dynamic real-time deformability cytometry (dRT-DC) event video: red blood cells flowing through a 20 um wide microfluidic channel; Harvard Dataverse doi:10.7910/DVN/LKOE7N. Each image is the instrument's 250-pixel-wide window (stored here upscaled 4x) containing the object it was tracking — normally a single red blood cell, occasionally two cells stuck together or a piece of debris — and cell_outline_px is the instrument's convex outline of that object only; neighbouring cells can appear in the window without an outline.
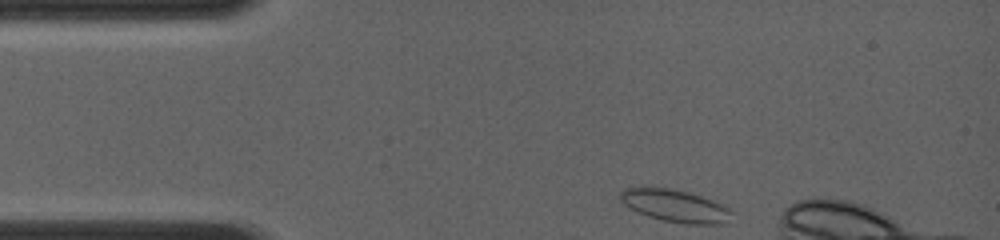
{"species": "common noctule bat (a hibernating species)", "species_latin": "Nyctalus noctula", "temperature_condition": "room temperature", "stored_images_in_passage": 24, "camera_frame_rate_fps": 4000, "um_per_image_px": 0.085, "animal": {"sex": "female", "body_mass_g": 19.0, "forearm_length_mm": 56.7}, "frame": {"image": 1, "passage_image": 1, "time_ms": 0.0, "image_size_px": [1000, 240], "cell_outline_px": [[732, 212], [728, 224], [688, 224], [664, 220], [648, 216], [636, 212], [620, 204], [616, 196], [624, 188], [640, 184], [672, 188], [692, 192], [712, 200], [728, 208]], "centroid_in_image_um": [57.25, 17.44], "position_along_channel_um": 27.7, "area_um2": 22.08}}
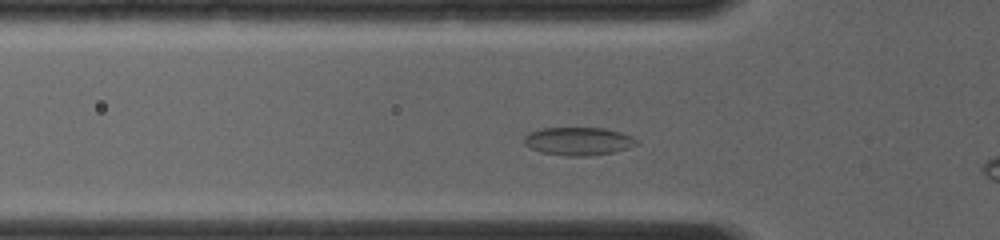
{"frame": {"image": 2, "passage_image": 20, "time_ms": 2.25, "image_size_px": [1000, 240], "cell_outline_px": [[636, 144], [628, 148], [612, 152], [588, 156], [568, 156], [540, 152], [524, 144], [524, 136], [528, 132], [540, 128], [604, 128], [620, 132], [632, 136], [636, 140]], "centroid_in_image_um": [49.12, 12.0], "position_along_channel_um": 76.7, "area_um2": 18.32}}